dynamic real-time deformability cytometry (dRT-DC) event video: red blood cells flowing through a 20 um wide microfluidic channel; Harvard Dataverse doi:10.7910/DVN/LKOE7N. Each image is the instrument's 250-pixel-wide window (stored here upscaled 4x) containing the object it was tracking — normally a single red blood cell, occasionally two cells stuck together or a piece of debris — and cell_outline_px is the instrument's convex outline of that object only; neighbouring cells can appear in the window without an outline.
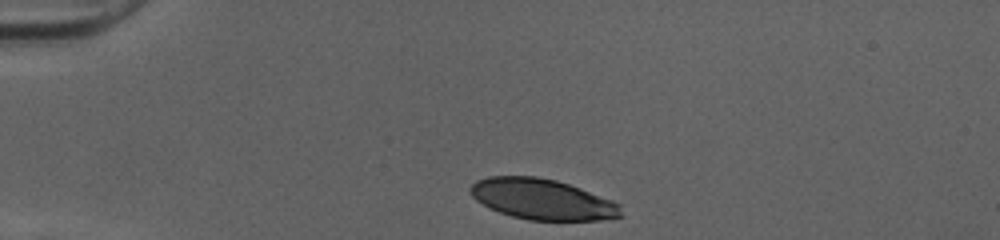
{"species": "human", "species_latin": "Homo sapiens", "temperature_condition": "cold", "stored_images_in_passage": 31, "camera_frame_rate_fps": 3000, "um_per_image_px": 0.085, "donor": {"sex": "female"}, "frame": {"image": 1, "passage_image": 1, "time_ms": 0.0, "image_size_px": [1000, 240], "cell_outline_px": [[624, 216], [600, 220], [528, 220], [512, 216], [500, 212], [476, 200], [468, 192], [468, 188], [476, 180], [488, 176], [536, 176], [556, 180], [580, 188], [612, 200], [620, 204]], "centroid_in_image_um": [46.09, 16.93], "position_along_channel_um": 38.9, "area_um2": 35.72}}
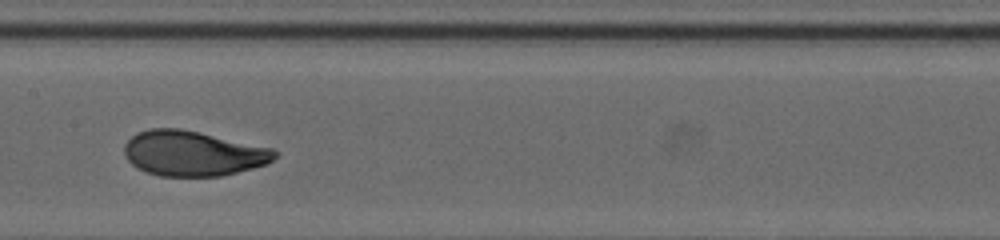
{"frame": {"image": 2, "passage_image": 16, "time_ms": 5.0, "image_size_px": [1000, 240], "cell_outline_px": [[280, 156], [268, 164], [220, 176], [160, 176], [136, 168], [128, 160], [124, 152], [124, 144], [136, 132], [152, 128], [180, 128], [272, 148], [280, 152]], "centroid_in_image_um": [16.42, 13.04], "position_along_channel_um": 191.0, "area_um2": 39.65}}
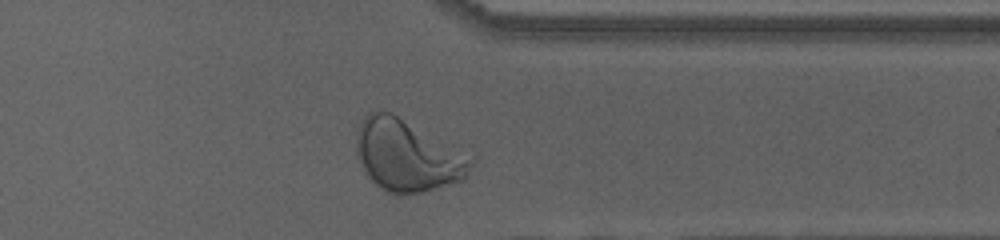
{"frame": {"image": 3, "passage_image": 30, "time_ms": 9.667, "image_size_px": [1000, 240], "cell_outline_px": [[472, 160], [464, 180], [420, 192], [396, 196], [388, 192], [376, 184], [368, 176], [356, 160], [356, 132], [364, 116], [368, 112], [392, 112]], "centroid_in_image_um": [34.49, 13.25], "position_along_channel_um": 376.9, "area_um2": 46.59}, "authors_computed_cell_mechanics": {"area_um2": 39.015, "velocity_mm_per_s": 4.0187, "shape_relaxation_time_tau1_ms": 3.5021, "shape_relaxation_time_tau2_ms": null, "deformation_change_tau1": 0.1721, "deformation_change_tau2": null}}